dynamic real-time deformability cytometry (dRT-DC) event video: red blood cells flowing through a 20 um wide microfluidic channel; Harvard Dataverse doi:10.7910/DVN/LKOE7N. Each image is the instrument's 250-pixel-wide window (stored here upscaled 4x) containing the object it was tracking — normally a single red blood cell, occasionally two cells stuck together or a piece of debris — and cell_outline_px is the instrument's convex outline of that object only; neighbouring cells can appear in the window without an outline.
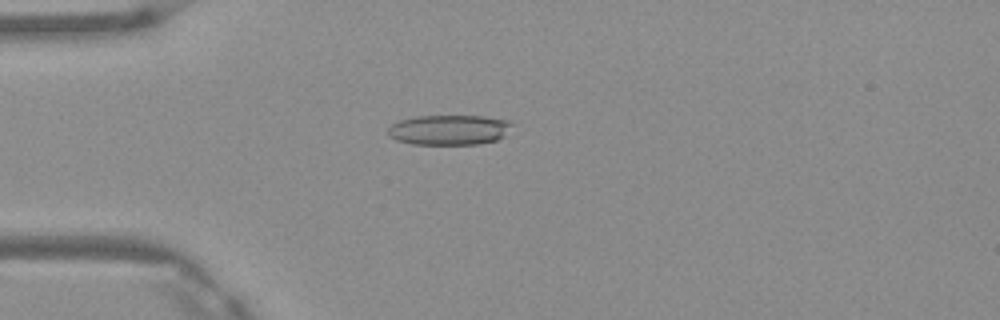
{"species": "Egyptian fruit bat (a non-hibernating species)", "species_latin": "Rousettus aegyptiacus", "temperature_condition": "warm", "stored_images_in_passage": 4, "camera_frame_rate_fps": 3000, "um_per_image_px": 0.085, "frame": {"image": 1, "passage_image": 3, "time_ms": 0.667, "image_size_px": [1000, 320], "cell_outline_px": [[512, 124], [504, 136], [496, 140], [476, 144], [412, 144], [396, 140], [388, 132], [388, 128], [392, 124], [400, 120], [416, 116], [484, 116], [508, 120]], "centroid_in_image_um": [38.17, 11.03], "position_along_channel_um": 46.8, "area_um2": 21.56}}